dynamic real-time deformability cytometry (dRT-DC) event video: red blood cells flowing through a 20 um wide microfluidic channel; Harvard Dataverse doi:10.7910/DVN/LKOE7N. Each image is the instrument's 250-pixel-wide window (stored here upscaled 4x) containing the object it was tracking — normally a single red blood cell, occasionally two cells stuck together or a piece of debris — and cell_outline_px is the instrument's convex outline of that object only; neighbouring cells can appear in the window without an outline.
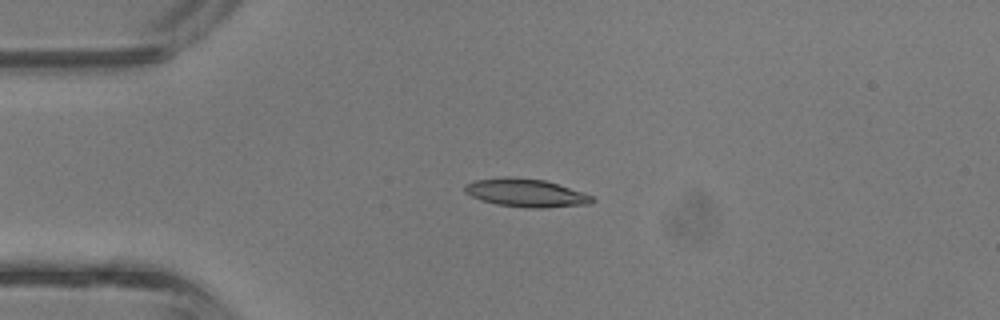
{"species": "common noctule bat (a hibernating species)", "species_latin": "Nyctalus noctula", "temperature_condition": "room temperature", "stored_images_in_passage": 33, "camera_frame_rate_fps": 3000, "um_per_image_px": 0.085, "animal": {"sex": "male", "body_mass_g": 13.3}, "frame": {"image": 1, "passage_image": 1, "time_ms": 0.0, "image_size_px": [1000, 320], "cell_outline_px": [[596, 200], [592, 204], [544, 208], [532, 208], [496, 204], [480, 200], [464, 192], [464, 184], [476, 180], [504, 176], [508, 176], [544, 180], [584, 192], [592, 196]], "centroid_in_image_um": [44.72, 16.39], "position_along_channel_um": 40.3, "area_um2": 21.04}}
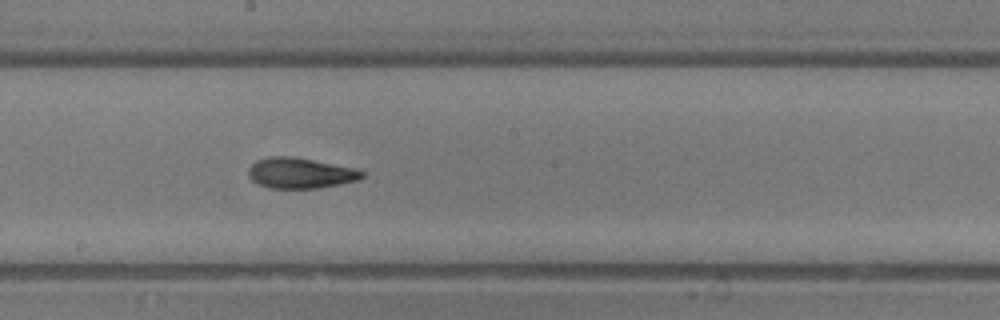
{"frame": {"image": 2, "passage_image": 14, "time_ms": 4.333, "image_size_px": [1000, 320], "cell_outline_px": [[364, 176], [360, 180], [320, 188], [268, 188], [252, 180], [248, 176], [248, 168], [256, 160], [268, 156], [292, 156], [360, 168], [364, 172]], "centroid_in_image_um": [25.57, 14.7], "position_along_channel_um": 222.6, "area_um2": 20.63}}
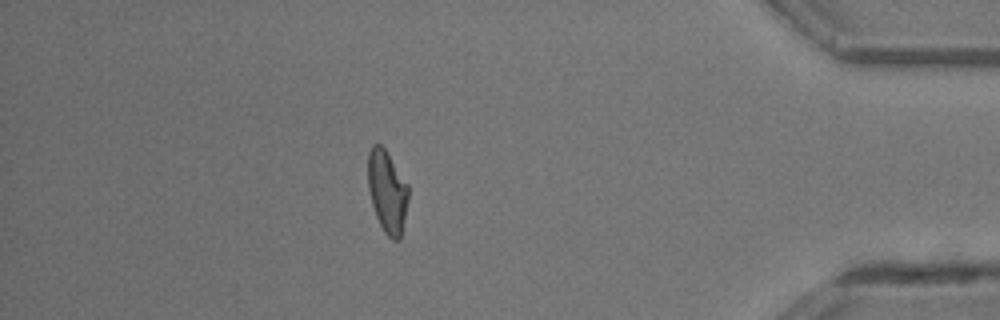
{"frame": {"image": 3, "passage_image": 28, "time_ms": 9.0, "image_size_px": [1000, 320], "cell_outline_px": [[408, 200], [400, 240], [392, 240], [384, 232], [376, 216], [372, 204], [368, 188], [368, 152], [372, 144], [380, 144], [384, 148], [408, 184]], "centroid_in_image_um": [32.91, 16.28], "position_along_channel_um": 402.3, "area_um2": 19.31}, "authors_computed_cell_mechanics": {"area_um2": 19.9988, "velocity_mm_per_s": 4.8206, "shape_relaxation_time_tau1_ms": 3.2274, "shape_relaxation_time_tau2_ms": 1.6214, "deformation_change_tau1": 0.1709, "deformation_change_tau2": 0.0965}}